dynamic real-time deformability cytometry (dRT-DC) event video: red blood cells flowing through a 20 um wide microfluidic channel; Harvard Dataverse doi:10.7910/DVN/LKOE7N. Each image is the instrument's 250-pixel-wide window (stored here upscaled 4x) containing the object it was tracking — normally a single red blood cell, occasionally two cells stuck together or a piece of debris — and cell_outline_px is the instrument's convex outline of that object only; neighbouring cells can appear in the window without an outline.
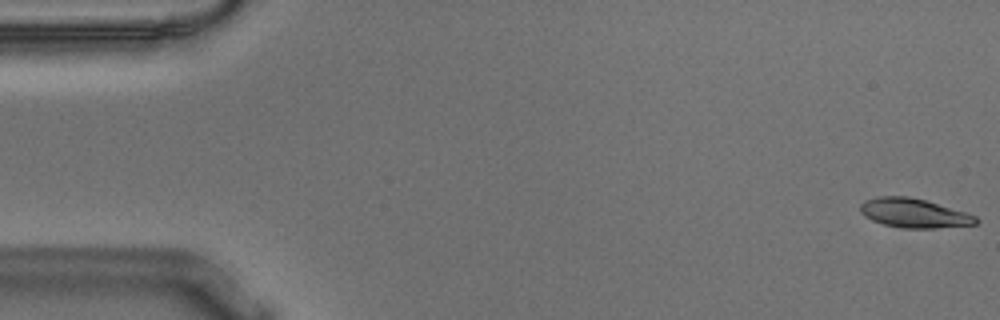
{"species": "Egyptian fruit bat (a non-hibernating species)", "species_latin": "Rousettus aegyptiacus", "temperature_condition": "warm", "stored_images_in_passage": 55, "camera_frame_rate_fps": 3000, "um_per_image_px": 0.085, "animal": {"sex": "male"}, "frame": {"image": 1, "passage_image": 1, "time_ms": 0.0, "image_size_px": [1000, 320], "cell_outline_px": [[980, 220], [976, 224], [932, 228], [900, 228], [884, 224], [872, 220], [864, 216], [860, 212], [860, 204], [864, 200], [876, 196], [908, 196], [924, 200], [964, 212], [976, 216]], "centroid_in_image_um": [77.63, 18.11], "position_along_channel_um": 7.4, "area_um2": 19.54}}
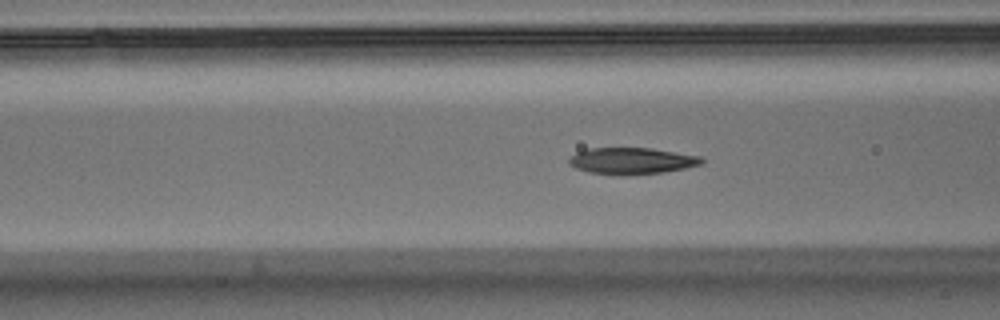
{"frame": {"image": 2, "passage_image": 21, "time_ms": 6.667, "image_size_px": [1000, 320], "cell_outline_px": [[704, 164], [664, 172], [588, 172], [576, 168], [568, 164], [568, 160], [576, 152], [588, 148], [652, 148], [700, 156], [704, 160]], "centroid_in_image_um": [53.73, 13.62], "position_along_channel_um": 112.9, "area_um2": 19.59}}
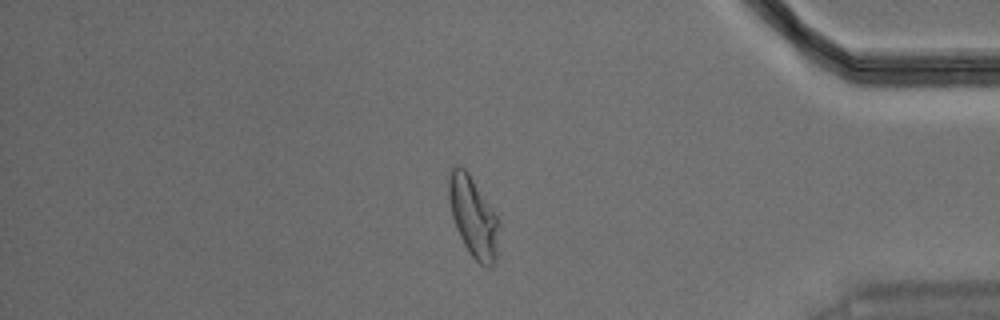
{"frame": {"image": 3, "passage_image": 47, "time_ms": 15.333, "image_size_px": [1000, 320], "cell_outline_px": [[496, 256], [492, 264], [480, 264], [468, 252], [456, 228], [452, 216], [448, 196], [448, 180], [452, 168], [456, 164], [460, 164], [468, 172], [496, 216]], "centroid_in_image_um": [40.15, 18.37], "position_along_channel_um": 395.1, "area_um2": 22.43}, "authors_computed_cell_mechanics": {"area_um2": 20.7502, "velocity_mm_per_s": 3.6138, "shape_relaxation_time_tau1_ms": 6.2152, "shape_relaxation_time_tau2_ms": 1.6218, "deformation_change_tau1": 0.2096, "deformation_change_tau2": 0.0743}}